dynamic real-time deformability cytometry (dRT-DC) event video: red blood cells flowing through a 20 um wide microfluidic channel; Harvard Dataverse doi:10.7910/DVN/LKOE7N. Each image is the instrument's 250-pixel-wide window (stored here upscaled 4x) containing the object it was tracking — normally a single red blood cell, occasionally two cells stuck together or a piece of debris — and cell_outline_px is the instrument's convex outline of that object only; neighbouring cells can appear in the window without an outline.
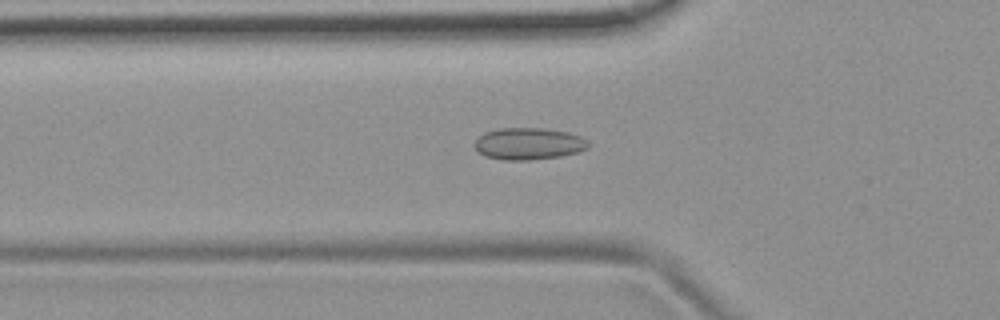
{"species": "common noctule bat (a hibernating species)", "species_latin": "Nyctalus noctula", "temperature_condition": "room temperature", "stored_images_in_passage": 52, "camera_frame_rate_fps": 3000, "um_per_image_px": 0.085, "animal": {"sex": "female", "body_mass_g": 19.9}, "frame": {"image": 1, "passage_image": 17, "time_ms": 5.333, "image_size_px": [1000, 320], "cell_outline_px": [[588, 148], [580, 152], [560, 156], [528, 160], [504, 160], [484, 156], [472, 144], [476, 136], [484, 132], [500, 128], [544, 128], [568, 132], [580, 136], [588, 140]], "centroid_in_image_um": [44.9, 12.21], "position_along_channel_um": 80.9, "area_um2": 21.39}}
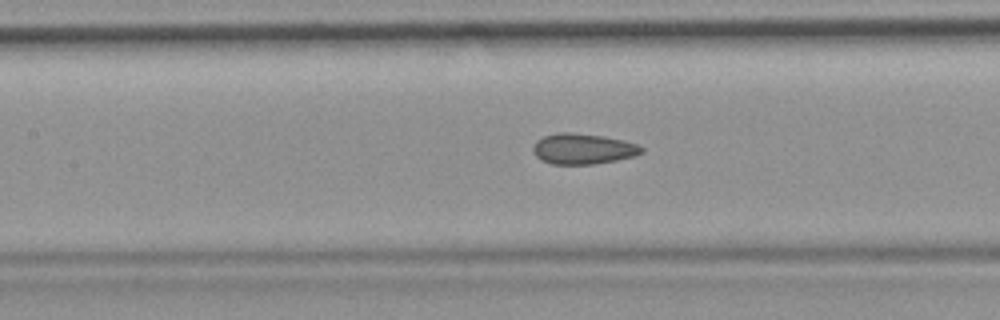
{"frame": {"image": 2, "passage_image": 23, "time_ms": 7.333, "image_size_px": [1000, 320], "cell_outline_px": [[644, 152], [632, 156], [616, 160], [592, 164], [552, 164], [540, 160], [532, 152], [532, 148], [536, 140], [544, 136], [556, 132], [568, 132], [604, 136], [624, 140], [636, 144], [644, 148]], "centroid_in_image_um": [49.51, 12.64], "position_along_channel_um": 157.9, "area_um2": 19.42}}
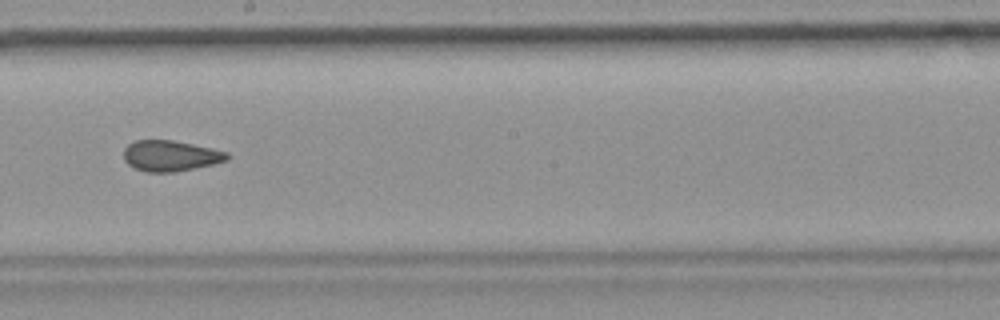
{"frame": {"image": 3, "passage_image": 29, "time_ms": 9.333, "image_size_px": [1000, 320], "cell_outline_px": [[228, 160], [212, 164], [176, 172], [148, 172], [136, 168], [128, 164], [124, 160], [124, 148], [128, 144], [136, 140], [172, 140], [212, 148], [228, 152]], "centroid_in_image_um": [14.48, 13.24], "position_along_channel_um": 233.7, "area_um2": 18.44}, "authors_computed_cell_mechanics": {"area_um2": 19.4208, "velocity_mm_per_s": 3.82, "shape_relaxation_time_tau1_ms": null, "shape_relaxation_time_tau2_ms": 1.8543, "deformation_change_tau1": null, "deformation_change_tau2": 0.0726}}